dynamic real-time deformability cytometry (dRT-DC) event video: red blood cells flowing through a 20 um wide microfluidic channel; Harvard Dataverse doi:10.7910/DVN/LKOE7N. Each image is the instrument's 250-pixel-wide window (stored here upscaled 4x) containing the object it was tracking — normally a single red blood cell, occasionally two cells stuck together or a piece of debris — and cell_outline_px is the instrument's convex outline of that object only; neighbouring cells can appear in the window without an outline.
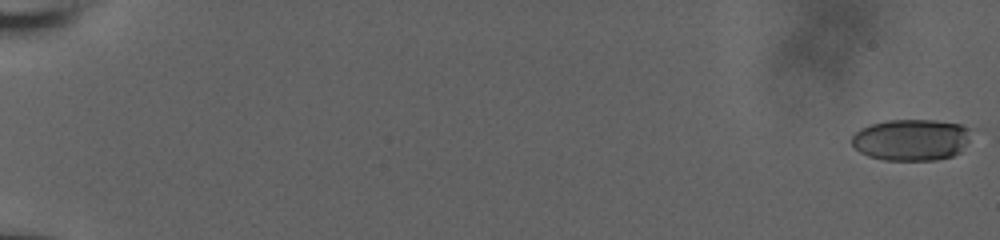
{"species": "human", "species_latin": "Homo sapiens", "temperature_condition": "room temperature", "stored_images_in_passage": 58, "camera_frame_rate_fps": 3000, "um_per_image_px": 0.085, "donor": {"sex": "male"}, "frame": {"image": 1, "passage_image": 1, "time_ms": 0.0, "image_size_px": [1000, 240], "cell_outline_px": [[976, 132], [960, 152], [952, 156], [936, 160], [884, 160], [868, 156], [860, 152], [852, 144], [852, 136], [860, 128], [872, 124], [888, 120], [936, 120], [960, 124], [976, 128]], "centroid_in_image_um": [77.55, 11.87], "position_along_channel_um": 7.4, "area_um2": 29.42}}
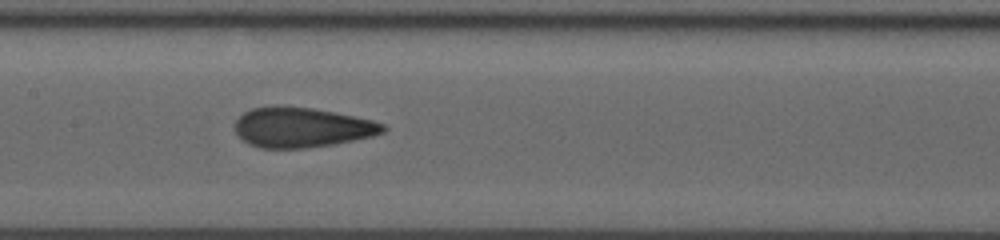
{"frame": {"image": 2, "passage_image": 32, "time_ms": 10.333, "image_size_px": [1000, 240], "cell_outline_px": [[388, 128], [384, 132], [372, 136], [332, 144], [304, 148], [260, 148], [248, 144], [236, 132], [232, 124], [244, 112], [252, 108], [284, 104], [312, 108], [336, 112], [372, 120], [384, 124]], "centroid_in_image_um": [25.62, 10.81], "position_along_channel_um": 181.8, "area_um2": 34.74}}
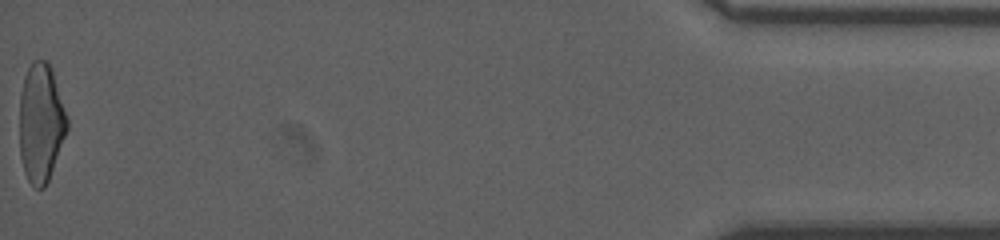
{"frame": {"image": 3, "passage_image": 58, "time_ms": 19.0, "image_size_px": [1000, 240], "cell_outline_px": [[68, 128], [48, 180], [44, 188], [36, 188], [28, 180], [24, 172], [20, 156], [20, 92], [24, 76], [32, 60], [48, 60], [52, 68], [68, 120]], "centroid_in_image_um": [3.47, 10.41], "position_along_channel_um": 431.7, "area_um2": 32.89}, "authors_computed_cell_mechanics": {"area_um2": 33.1483, "velocity_mm_per_s": 3.8803, "shape_relaxation_time_tau1_ms": 8.3754, "shape_relaxation_time_tau2_ms": 1.1848, "deformation_change_tau1": 0.2058, "deformation_change_tau2": 0.0799}}